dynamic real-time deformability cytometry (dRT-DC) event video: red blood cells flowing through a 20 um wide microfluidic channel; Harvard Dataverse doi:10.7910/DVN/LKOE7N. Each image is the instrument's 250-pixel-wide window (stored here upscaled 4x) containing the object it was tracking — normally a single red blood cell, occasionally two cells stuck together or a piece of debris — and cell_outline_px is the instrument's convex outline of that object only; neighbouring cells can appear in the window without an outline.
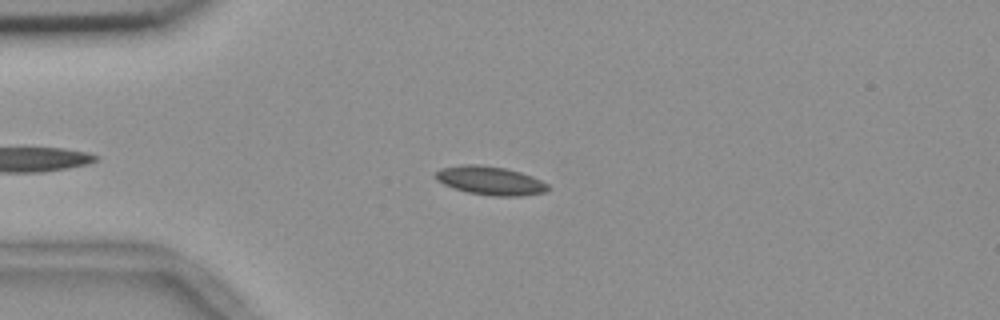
{"species": "common noctule bat (a hibernating species)", "species_latin": "Nyctalus noctula", "temperature_condition": "room temperature", "stored_images_in_passage": 50, "camera_frame_rate_fps": 3000, "um_per_image_px": 0.085, "animal": {"sex": "female", "body_mass_g": 18.4}, "frame": {"image": 1, "passage_image": 12, "time_ms": 3.667, "image_size_px": [1000, 320], "cell_outline_px": [[552, 188], [544, 192], [520, 196], [492, 196], [468, 192], [444, 184], [436, 180], [432, 176], [440, 168], [460, 164], [480, 164], [504, 168], [520, 172], [532, 176], [548, 184]], "centroid_in_image_um": [41.65, 15.34], "position_along_channel_um": 43.3, "area_um2": 18.84}}
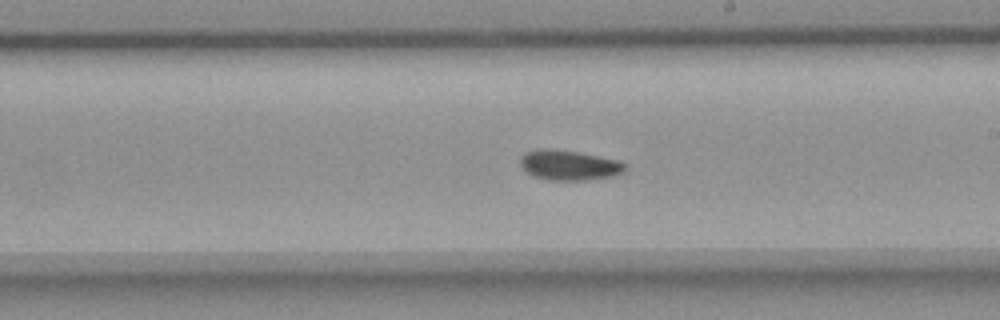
{"frame": {"image": 2, "passage_image": 30, "time_ms": 9.667, "image_size_px": [1000, 320], "cell_outline_px": [[628, 168], [624, 172], [612, 176], [588, 180], [548, 180], [532, 176], [520, 164], [520, 156], [524, 152], [540, 148], [552, 148], [580, 152], [620, 160], [628, 164]], "centroid_in_image_um": [48.4, 14.02], "position_along_channel_um": 240.6, "area_um2": 18.79}}
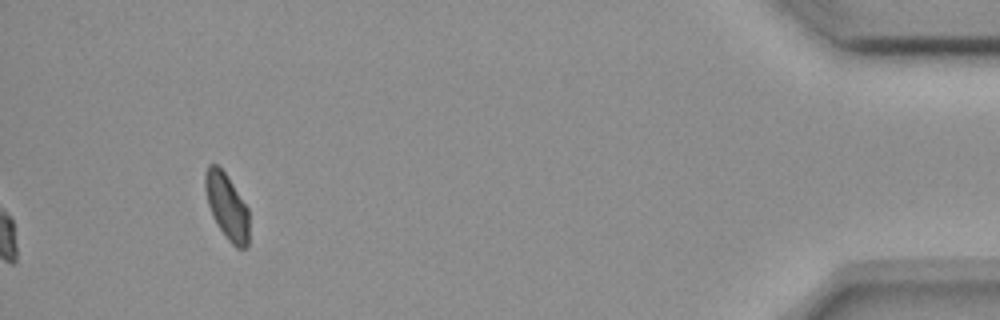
{"frame": {"image": 3, "passage_image": 50, "time_ms": 16.333, "image_size_px": [1000, 320], "cell_outline_px": [[248, 248], [236, 248], [228, 240], [212, 216], [208, 204], [204, 188], [204, 176], [208, 164], [216, 164], [224, 172], [248, 208]], "centroid_in_image_um": [19.27, 17.55], "position_along_channel_um": 415.9, "area_um2": 16.65}, "authors_computed_cell_mechanics": {"area_um2": 18.0914, "velocity_mm_per_s": 3.6632, "shape_relaxation_time_tau1_ms": 7.0349, "shape_relaxation_time_tau2_ms": 5.0238, "deformation_change_tau1": 0.1117, "deformation_change_tau2": 0.0594}}